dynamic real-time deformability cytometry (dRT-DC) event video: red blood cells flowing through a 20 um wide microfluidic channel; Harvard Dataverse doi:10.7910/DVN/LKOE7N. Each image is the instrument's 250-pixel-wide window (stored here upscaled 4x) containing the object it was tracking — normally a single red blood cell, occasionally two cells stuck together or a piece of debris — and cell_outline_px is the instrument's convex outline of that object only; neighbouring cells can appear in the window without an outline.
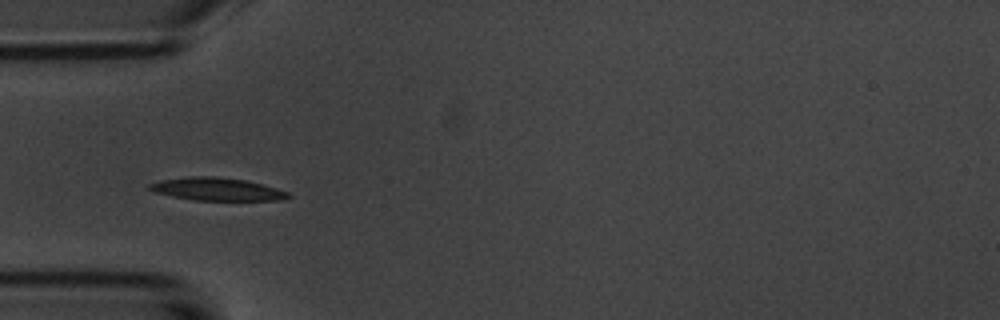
{"species": "common noctule bat (a hibernating species)", "species_latin": "Nyctalus noctula", "temperature_condition": "room temperature", "stored_images_in_passage": 8, "camera_frame_rate_fps": 3000, "um_per_image_px": 0.085, "animal": {"sex": "male", "body_mass_g": 20.1, "forearm_length_mm": 53.5}, "frame": {"image": 1, "passage_image": 4, "time_ms": 3.333, "image_size_px": [1000, 320], "cell_outline_px": [[292, 196], [280, 200], [192, 200], [172, 196], [156, 192], [148, 188], [148, 184], [160, 180], [188, 176], [212, 176], [244, 180], [264, 184], [288, 192]], "centroid_in_image_um": [18.43, 16.07], "position_along_channel_um": 66.6, "area_um2": 18.38}}
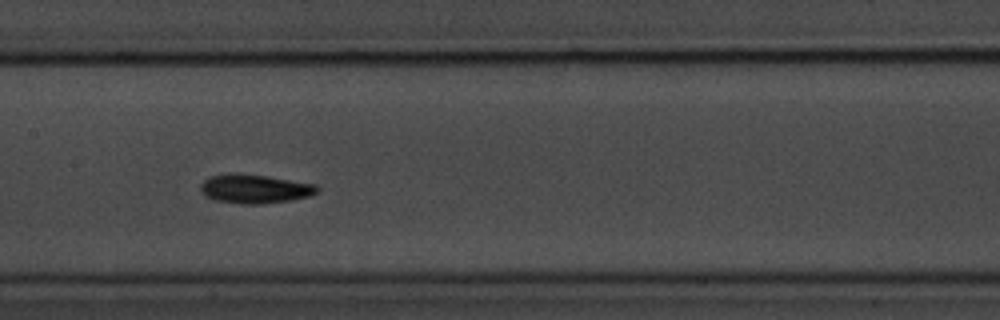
{"frame": {"image": 2, "passage_image": 7, "time_ms": 6.667, "image_size_px": [1000, 320], "cell_outline_px": [[320, 192], [312, 196], [292, 200], [264, 204], [240, 204], [212, 200], [204, 196], [200, 188], [200, 184], [208, 176], [228, 172], [268, 176], [316, 184], [320, 188]], "centroid_in_image_um": [21.66, 16.05], "position_along_channel_um": 185.7, "area_um2": 20.29}}
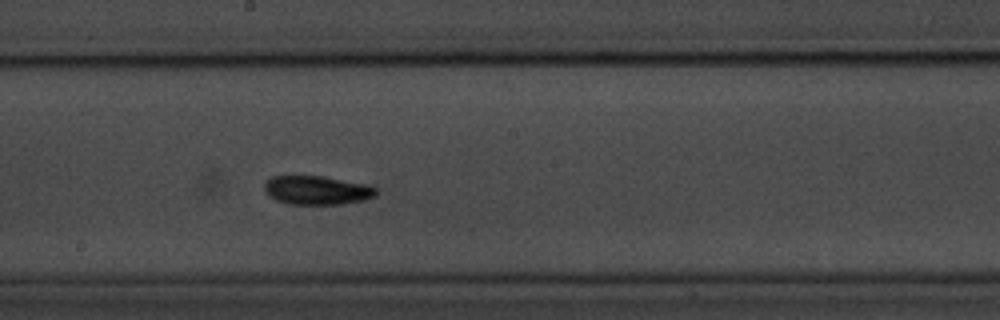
{"frame": {"image": 3, "passage_image": 8, "time_ms": 7.667, "image_size_px": [1000, 320], "cell_outline_px": [[380, 188], [376, 196], [364, 200], [340, 204], [288, 204], [276, 200], [268, 196], [264, 192], [264, 184], [272, 176], [320, 176], [364, 184]], "centroid_in_image_um": [26.94, 16.18], "position_along_channel_um": 221.3, "area_um2": 18.79}}